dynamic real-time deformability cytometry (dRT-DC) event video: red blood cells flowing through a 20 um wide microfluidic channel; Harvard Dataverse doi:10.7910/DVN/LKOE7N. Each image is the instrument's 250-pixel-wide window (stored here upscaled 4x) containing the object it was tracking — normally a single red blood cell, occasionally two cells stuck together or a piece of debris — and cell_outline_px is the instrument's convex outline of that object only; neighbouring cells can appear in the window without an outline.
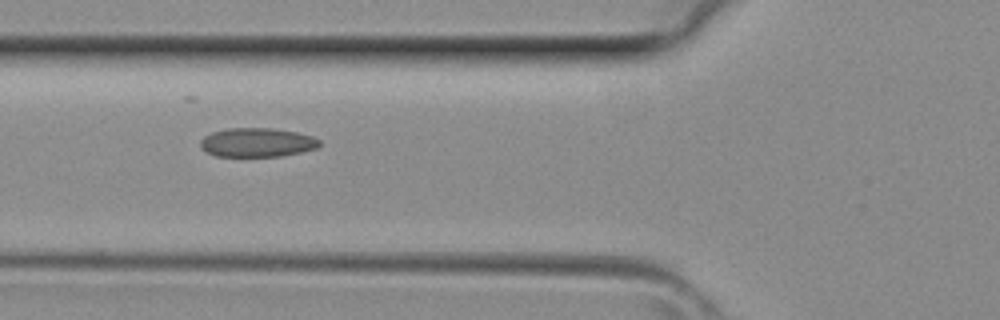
{"species": "common noctule bat (a hibernating species)", "species_latin": "Nyctalus noctula", "temperature_condition": "room temperature", "stored_images_in_passage": 6, "camera_frame_rate_fps": 3000, "um_per_image_px": 0.085, "animal": {"sex": "female", "body_mass_g": 29.2, "forearm_length_mm": 56.3}, "frame": {"image": 1, "passage_image": 6, "time_ms": 1.667, "image_size_px": [1000, 320], "cell_outline_px": [[320, 144], [316, 148], [300, 152], [280, 156], [216, 156], [200, 148], [200, 140], [204, 136], [212, 132], [228, 128], [272, 128], [296, 132], [312, 136], [320, 140]], "centroid_in_image_um": [21.83, 12.1], "position_along_channel_um": 104.0, "area_um2": 20.06}}